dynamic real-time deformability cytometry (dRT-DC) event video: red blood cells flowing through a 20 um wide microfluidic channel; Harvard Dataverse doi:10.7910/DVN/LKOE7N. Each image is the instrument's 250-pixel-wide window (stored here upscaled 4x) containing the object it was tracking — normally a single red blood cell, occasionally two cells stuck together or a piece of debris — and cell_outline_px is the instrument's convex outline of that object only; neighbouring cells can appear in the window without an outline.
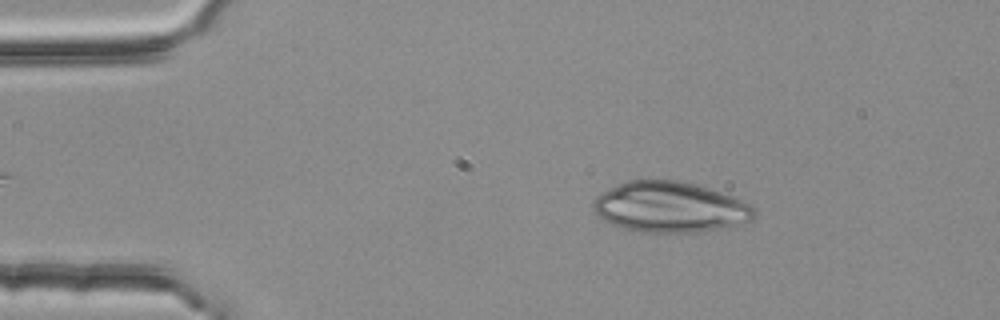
{"species": "common noctule bat (a hibernating species)", "species_latin": "Nyctalus noctula", "temperature_condition": "room temperature", "stored_images_in_passage": 52, "camera_frame_rate_fps": 3000, "um_per_image_px": 0.085, "animal": {"sex": "female", "body_mass_g": 25.1}, "frame": {"image": 1, "passage_image": 8, "time_ms": 2.333, "image_size_px": [1000, 320], "cell_outline_px": [[756, 216], [752, 220], [736, 224], [700, 232], [640, 232], [624, 228], [596, 216], [592, 208], [592, 204], [596, 196], [628, 180], [684, 180], [732, 196], [752, 204]], "centroid_in_image_um": [56.95, 17.6], "position_along_channel_um": 28.0, "area_um2": 47.22}}
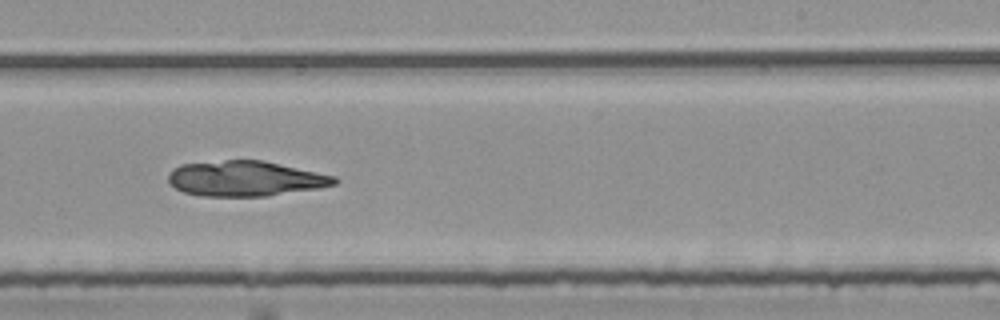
{"frame": {"image": 2, "passage_image": 32, "time_ms": 10.333, "image_size_px": [1000, 320], "cell_outline_px": [[340, 180], [336, 184], [320, 188], [268, 196], [200, 196], [184, 192], [176, 188], [168, 180], [168, 172], [172, 168], [180, 164], [224, 160], [264, 160], [336, 176]], "centroid_in_image_um": [20.87, 15.17], "position_along_channel_um": 268.1, "area_um2": 34.45}}
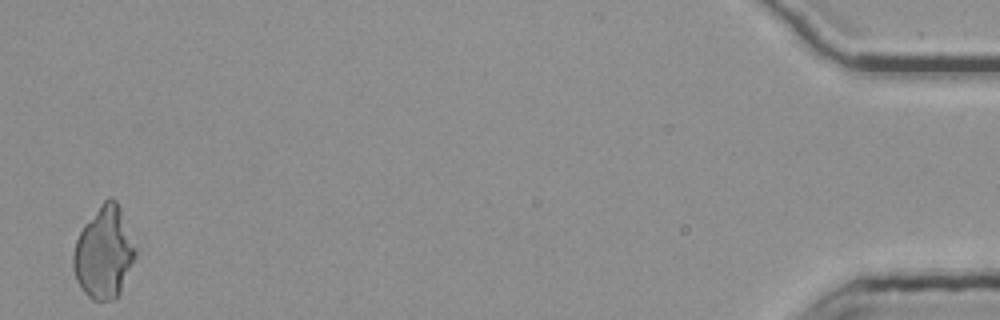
{"frame": {"image": 3, "passage_image": 52, "time_ms": 17.0, "image_size_px": [1000, 320], "cell_outline_px": [[136, 256], [120, 296], [116, 300], [92, 300], [84, 292], [76, 280], [72, 268], [72, 256], [76, 240], [84, 224], [100, 204], [108, 196], [112, 196], [116, 200], [120, 208], [136, 248]], "centroid_in_image_um": [8.84, 21.5], "position_along_channel_um": 426.4, "area_um2": 33.58}}